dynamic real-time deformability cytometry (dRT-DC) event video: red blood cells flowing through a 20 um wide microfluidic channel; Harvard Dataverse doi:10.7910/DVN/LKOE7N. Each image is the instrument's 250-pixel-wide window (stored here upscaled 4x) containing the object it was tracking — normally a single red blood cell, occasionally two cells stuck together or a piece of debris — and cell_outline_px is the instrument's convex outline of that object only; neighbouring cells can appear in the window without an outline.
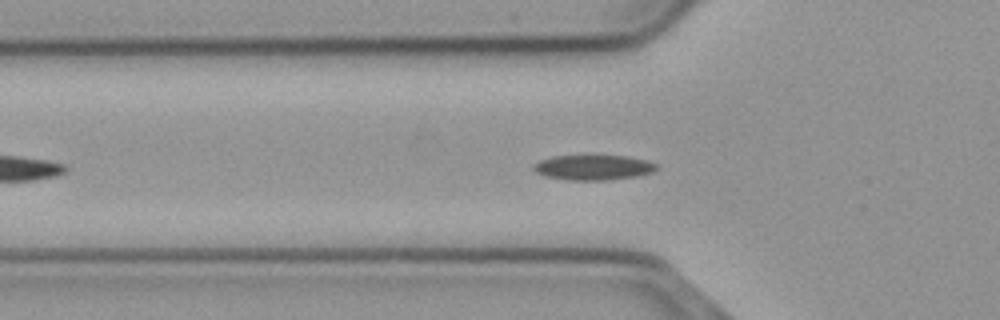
{"species": "common noctule bat (a hibernating species)", "species_latin": "Nyctalus noctula", "temperature_condition": "cold", "stored_images_in_passage": 34, "camera_frame_rate_fps": 3000, "um_per_image_px": 0.085, "animal": {"sex": "male", "body_mass_g": 23.1, "forearm_length_mm": 52.7}, "frame": {"image": 1, "passage_image": 4, "time_ms": 1.0, "image_size_px": [1000, 320], "cell_outline_px": [[660, 164], [652, 172], [636, 176], [608, 180], [568, 180], [544, 176], [536, 172], [532, 168], [532, 164], [540, 160], [552, 156], [624, 156], [648, 160]], "centroid_in_image_um": [50.42, 14.23], "position_along_channel_um": 75.4, "area_um2": 18.03}}
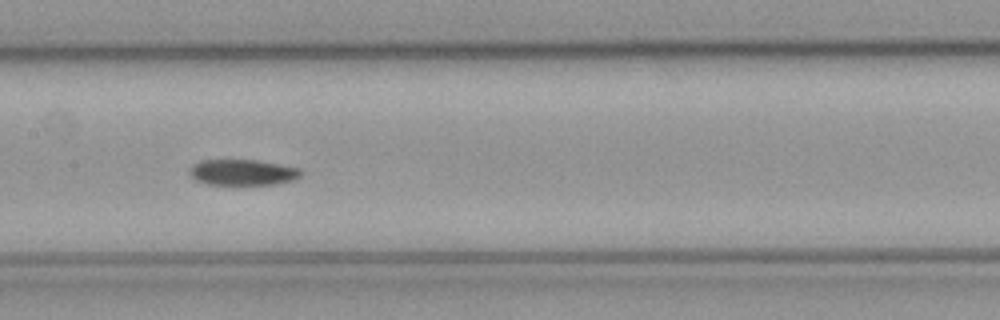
{"frame": {"image": 2, "passage_image": 13, "time_ms": 4.0, "image_size_px": [1000, 320], "cell_outline_px": [[304, 172], [296, 180], [276, 184], [208, 184], [196, 180], [188, 172], [188, 168], [192, 164], [200, 160], [256, 160], [280, 164], [300, 168]], "centroid_in_image_um": [20.64, 14.64], "position_along_channel_um": 186.8, "area_um2": 16.94}}
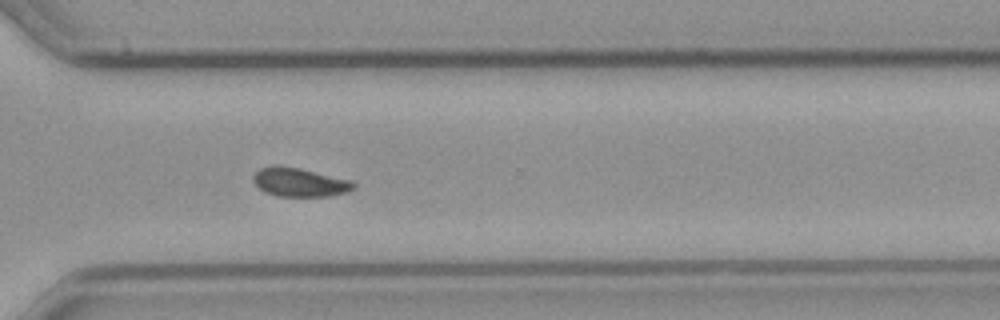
{"frame": {"image": 3, "passage_image": 26, "time_ms": 8.333, "image_size_px": [1000, 320], "cell_outline_px": [[356, 188], [348, 192], [332, 196], [276, 196], [264, 192], [252, 180], [252, 176], [260, 168], [272, 164], [300, 168], [352, 180], [356, 184]], "centroid_in_image_um": [25.48, 15.48], "position_along_channel_um": 345.1, "area_um2": 17.11}, "authors_computed_cell_mechanics": {"area_um2": 17.2533, "velocity_mm_per_s": 3.664, "shape_relaxation_time_tau1_ms": 7.5961, "shape_relaxation_time_tau2_ms": null, "deformation_change_tau1": 0.163, "deformation_change_tau2": null}}